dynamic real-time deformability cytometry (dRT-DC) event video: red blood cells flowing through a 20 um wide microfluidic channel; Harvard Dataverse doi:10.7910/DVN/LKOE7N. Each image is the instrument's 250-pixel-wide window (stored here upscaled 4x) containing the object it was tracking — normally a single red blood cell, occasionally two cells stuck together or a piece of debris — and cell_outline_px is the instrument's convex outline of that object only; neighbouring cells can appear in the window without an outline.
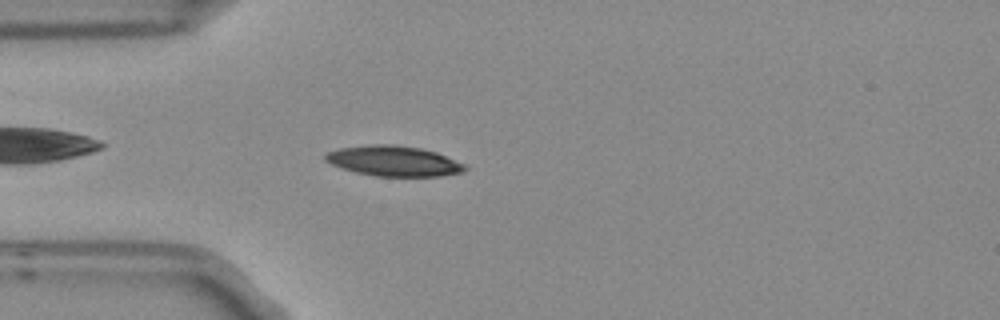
{"species": "Egyptian fruit bat (a non-hibernating species)", "species_latin": "Rousettus aegyptiacus", "temperature_condition": "room temperature", "stored_images_in_passage": 2, "camera_frame_rate_fps": 3000, "um_per_image_px": 0.085, "frame": {"image": 1, "passage_image": 2, "time_ms": 0.333, "image_size_px": [1000, 320], "cell_outline_px": [[468, 168], [464, 172], [440, 176], [376, 176], [356, 172], [332, 164], [324, 160], [324, 156], [328, 152], [340, 148], [376, 144], [392, 144], [420, 148], [436, 152], [464, 164]], "centroid_in_image_um": [33.49, 13.69], "position_along_channel_um": 51.5, "area_um2": 24.39}}